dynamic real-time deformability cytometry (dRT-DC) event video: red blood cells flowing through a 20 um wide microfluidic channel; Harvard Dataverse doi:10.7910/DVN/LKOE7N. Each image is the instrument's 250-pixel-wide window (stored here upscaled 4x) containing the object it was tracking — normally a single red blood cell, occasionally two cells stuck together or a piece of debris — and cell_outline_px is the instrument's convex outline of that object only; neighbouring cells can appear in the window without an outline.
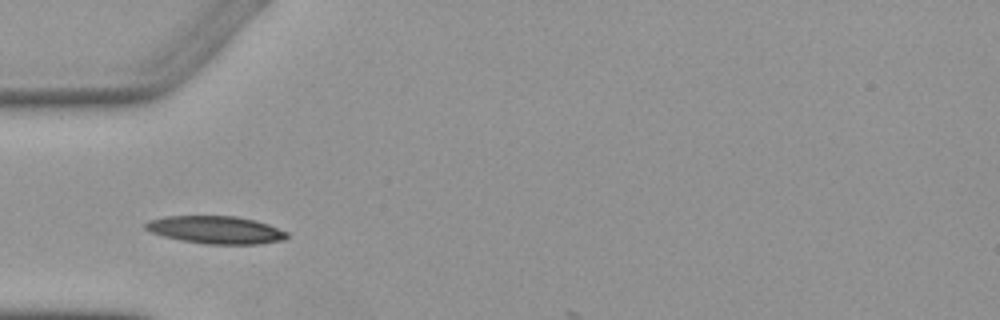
{"species": "Egyptian fruit bat (a non-hibernating species)", "species_latin": "Rousettus aegyptiacus", "temperature_condition": "warm", "stored_images_in_passage": 7, "camera_frame_rate_fps": 3000, "um_per_image_px": 0.085, "animal": {"sex": "female"}, "frame": {"image": 1, "passage_image": 4, "time_ms": 3.333, "image_size_px": [1000, 320], "cell_outline_px": [[288, 236], [284, 240], [256, 244], [204, 244], [180, 240], [164, 236], [152, 232], [144, 228], [144, 224], [148, 220], [164, 216], [236, 216], [256, 220], [268, 224], [288, 232]], "centroid_in_image_um": [18.34, 19.53], "position_along_channel_um": 66.7, "area_um2": 22.89}}
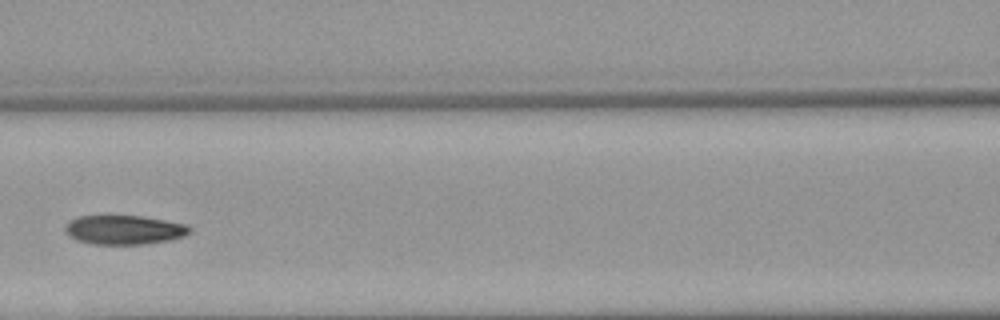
{"frame": {"image": 2, "passage_image": 6, "time_ms": 5.667, "image_size_px": [1000, 320], "cell_outline_px": [[192, 228], [184, 236], [168, 240], [144, 244], [92, 244], [76, 240], [68, 236], [64, 228], [72, 220], [80, 216], [140, 216], [164, 220], [184, 224]], "centroid_in_image_um": [10.53, 19.54], "position_along_channel_um": 156.1, "area_um2": 20.87}}